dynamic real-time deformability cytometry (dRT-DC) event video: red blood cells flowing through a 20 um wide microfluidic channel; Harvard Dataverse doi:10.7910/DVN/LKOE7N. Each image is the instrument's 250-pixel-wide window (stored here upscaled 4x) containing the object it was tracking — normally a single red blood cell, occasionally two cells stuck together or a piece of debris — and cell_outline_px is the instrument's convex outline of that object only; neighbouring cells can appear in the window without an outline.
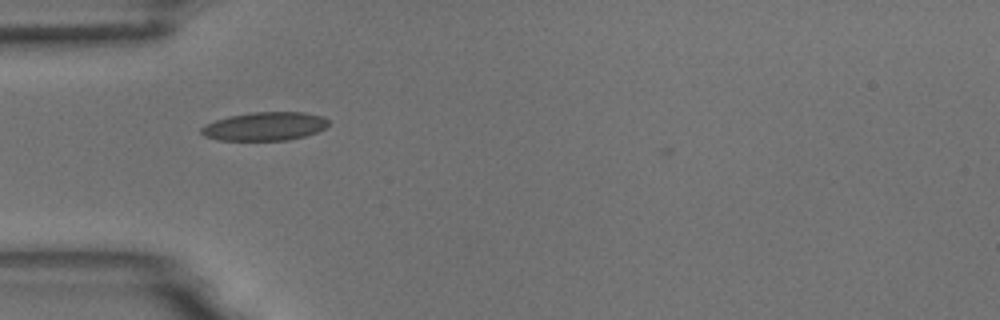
{"species": "common noctule bat (a hibernating species)", "species_latin": "Nyctalus noctula", "temperature_condition": "room temperature", "stored_images_in_passage": 40, "camera_frame_rate_fps": 3000, "um_per_image_px": 0.085, "animal": {"sex": "male", "body_mass_g": 18.8}, "frame": {"image": 1, "passage_image": 2, "time_ms": 0.333, "image_size_px": [1000, 320], "cell_outline_px": [[328, 124], [324, 128], [316, 132], [304, 136], [288, 140], [220, 140], [204, 136], [200, 132], [200, 128], [204, 124], [228, 116], [252, 112], [304, 112], [324, 116], [328, 120]], "centroid_in_image_um": [22.49, 10.73], "position_along_channel_um": 62.5, "area_um2": 21.15}}
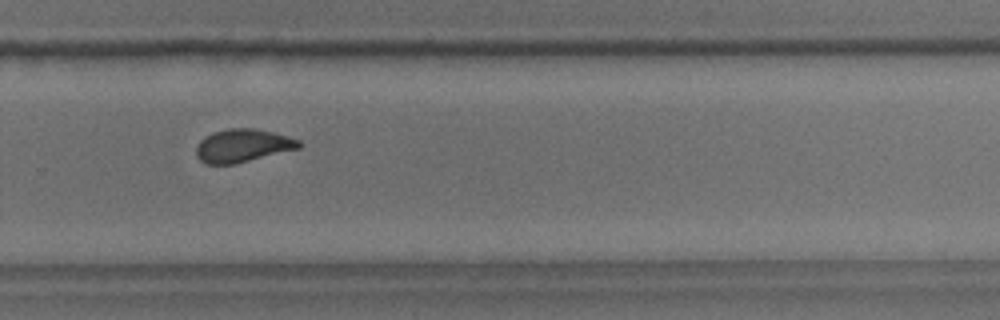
{"frame": {"image": 2, "passage_image": 22, "time_ms": 7.0, "image_size_px": [1000, 320], "cell_outline_px": [[304, 144], [300, 148], [236, 164], [204, 164], [196, 156], [196, 144], [204, 136], [212, 132], [228, 128], [252, 128], [272, 132], [288, 136], [300, 140]], "centroid_in_image_um": [20.62, 12.38], "position_along_channel_um": 309.2, "area_um2": 20.11}}
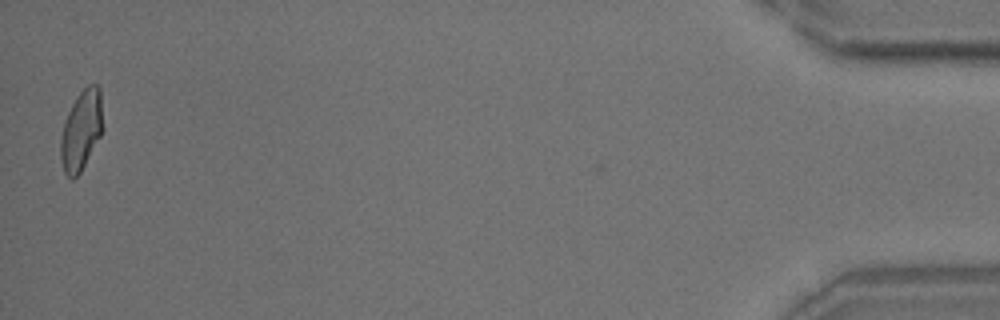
{"frame": {"image": 3, "passage_image": 39, "time_ms": 12.667, "image_size_px": [1000, 320], "cell_outline_px": [[100, 136], [80, 172], [72, 180], [64, 172], [60, 156], [60, 140], [64, 124], [68, 112], [76, 96], [88, 84], [96, 84], [100, 88]], "centroid_in_image_um": [6.86, 11.08], "position_along_channel_um": 428.3, "area_um2": 18.96}, "authors_computed_cell_mechanics": {"area_um2": 19.9988, "velocity_mm_per_s": 3.7169, "shape_relaxation_time_tau1_ms": 7.5133, "shape_relaxation_time_tau2_ms": 1.577, "deformation_change_tau1": 0.174, "deformation_change_tau2": 0.066}}